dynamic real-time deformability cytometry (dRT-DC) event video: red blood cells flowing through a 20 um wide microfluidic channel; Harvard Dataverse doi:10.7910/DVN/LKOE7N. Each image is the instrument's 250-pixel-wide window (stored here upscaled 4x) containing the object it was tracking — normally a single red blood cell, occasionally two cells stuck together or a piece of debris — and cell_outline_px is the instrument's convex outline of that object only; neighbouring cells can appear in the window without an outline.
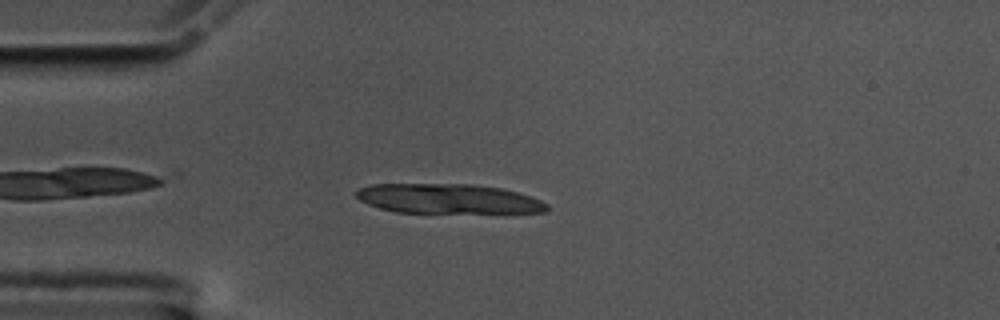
{"species": "common noctule bat (a hibernating species)", "species_latin": "Nyctalus noctula", "temperature_condition": "cold", "stored_images_in_passage": 21, "camera_frame_rate_fps": 3000, "um_per_image_px": 0.085, "animal": {"sex": "male", "body_mass_g": 17.5, "forearm_length_mm": 52.3}, "frame": {"image": 1, "passage_image": 4, "time_ms": 1.0, "image_size_px": [1000, 320], "cell_outline_px": [[548, 208], [544, 212], [504, 216], [396, 212], [380, 208], [368, 204], [360, 200], [356, 196], [356, 192], [360, 188], [372, 184], [472, 184], [504, 188], [532, 196], [548, 204]], "centroid_in_image_um": [38.28, 16.96], "position_along_channel_um": 46.7, "area_um2": 34.91}}